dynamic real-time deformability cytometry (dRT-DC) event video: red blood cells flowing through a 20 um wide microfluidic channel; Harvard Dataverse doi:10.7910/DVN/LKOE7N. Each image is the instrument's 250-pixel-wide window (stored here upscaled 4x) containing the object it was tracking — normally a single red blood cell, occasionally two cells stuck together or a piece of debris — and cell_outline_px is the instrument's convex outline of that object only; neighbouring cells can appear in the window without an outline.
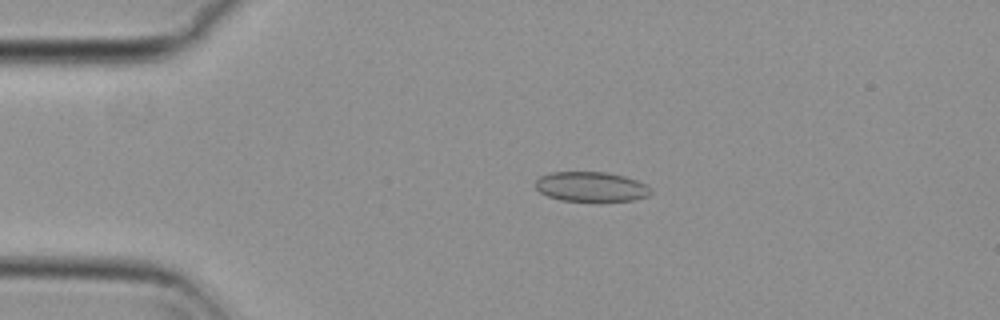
{"species": "common noctule bat (a hibernating species)", "species_latin": "Nyctalus noctula", "temperature_condition": "cold", "stored_images_in_passage": 55, "camera_frame_rate_fps": 3000, "um_per_image_px": 0.085, "animal": {"sex": "female", "body_mass_g": 29.2, "forearm_length_mm": 56.3}, "frame": {"image": 1, "passage_image": 11, "time_ms": 3.333, "image_size_px": [1000, 320], "cell_outline_px": [[652, 192], [648, 196], [632, 200], [560, 200], [548, 196], [540, 192], [536, 188], [536, 180], [540, 176], [552, 172], [608, 172], [624, 176], [636, 180], [644, 184]], "centroid_in_image_um": [50.22, 15.85], "position_along_channel_um": 34.8, "area_um2": 19.65}}
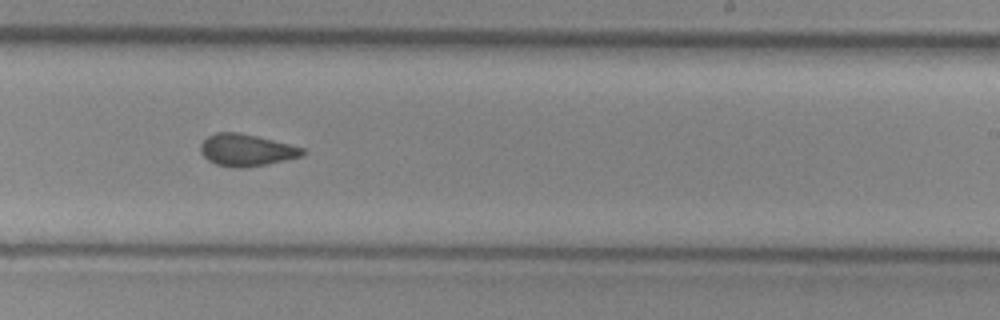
{"frame": {"image": 2, "passage_image": 33, "time_ms": 10.667, "image_size_px": [1000, 320], "cell_outline_px": [[308, 152], [300, 156], [284, 160], [244, 168], [236, 168], [216, 164], [208, 160], [200, 152], [200, 144], [208, 136], [216, 132], [240, 132], [304, 148]], "centroid_in_image_um": [20.91, 12.75], "position_along_channel_um": 268.1, "area_um2": 18.84}}
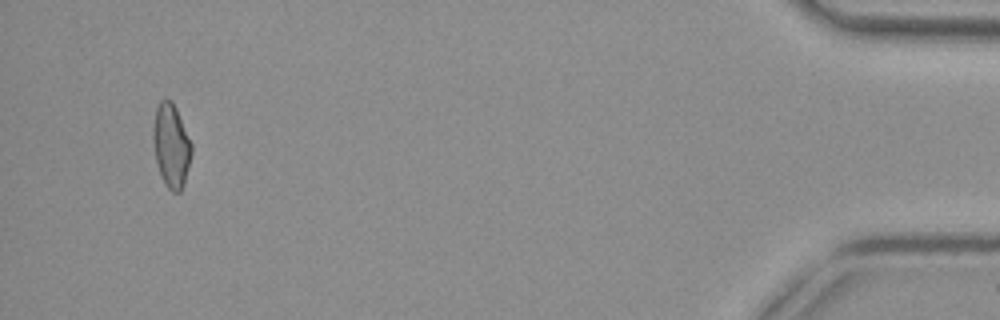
{"frame": {"image": 3, "passage_image": 52, "time_ms": 17.0, "image_size_px": [1000, 320], "cell_outline_px": [[192, 152], [184, 184], [180, 192], [172, 192], [168, 188], [160, 176], [156, 160], [152, 140], [152, 128], [156, 108], [160, 100], [172, 100], [176, 108], [192, 144]], "centroid_in_image_um": [14.54, 12.38], "position_along_channel_um": 420.7, "area_um2": 18.79}, "authors_computed_cell_mechanics": {"area_um2": 19.074, "velocity_mm_per_s": 3.7221, "shape_relaxation_time_tau1_ms": null, "shape_relaxation_time_tau2_ms": 3.2884, "deformation_change_tau1": null, "deformation_change_tau2": 0.0891}}